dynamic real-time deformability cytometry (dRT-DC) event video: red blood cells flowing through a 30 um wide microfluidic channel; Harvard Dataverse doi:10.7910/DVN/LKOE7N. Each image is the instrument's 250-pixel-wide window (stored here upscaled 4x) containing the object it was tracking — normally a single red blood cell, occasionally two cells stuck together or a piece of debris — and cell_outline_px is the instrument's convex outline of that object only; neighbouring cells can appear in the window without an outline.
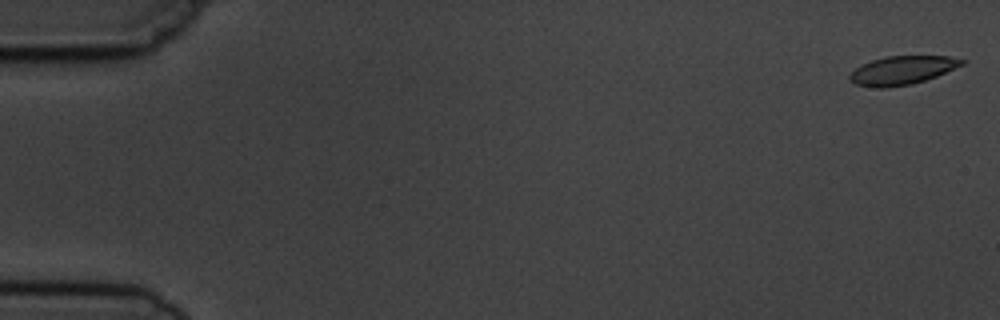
{"species": "common noctule bat (a hibernating species)", "species_latin": "Nyctalus noctula", "temperature_condition": "cold", "stored_images_in_passage": 2, "camera_frame_rate_fps": 3000, "um_per_image_px": 0.085, "animal": {"sex": "male", "body_mass_g": 19.5, "forearm_length_mm": 54.6}, "frame": {"image": 1, "passage_image": 1, "time_ms": 0.0, "image_size_px": [1000, 320], "cell_outline_px": [[968, 60], [964, 64], [936, 76], [912, 84], [888, 88], [880, 88], [856, 84], [848, 80], [848, 76], [860, 64], [884, 56], [948, 56]], "centroid_in_image_um": [76.67, 5.97], "position_along_channel_um": 8.3, "area_um2": 18.73}}